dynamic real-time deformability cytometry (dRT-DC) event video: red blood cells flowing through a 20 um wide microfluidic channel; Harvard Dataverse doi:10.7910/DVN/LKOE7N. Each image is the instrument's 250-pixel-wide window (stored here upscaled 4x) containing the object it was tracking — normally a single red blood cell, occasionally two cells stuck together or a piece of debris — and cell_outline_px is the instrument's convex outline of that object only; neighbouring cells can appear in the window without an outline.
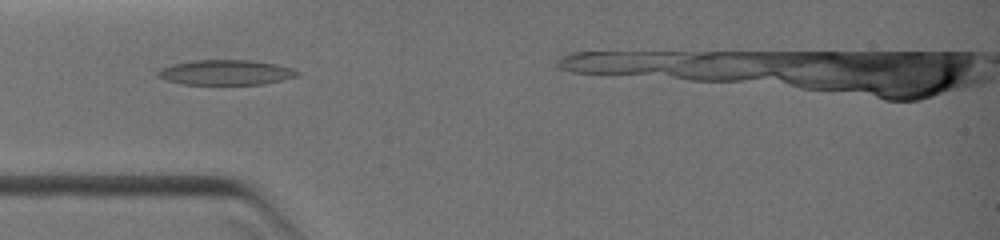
{"species": "common noctule bat (a hibernating species)", "species_latin": "Nyctalus noctula", "temperature_condition": "warm", "stored_images_in_passage": 4, "camera_frame_rate_fps": 3000, "um_per_image_px": 0.085, "animal": {"sex": "female", "body_mass_g": 19.0, "forearm_length_mm": 51.5}, "frame": {"image": 1, "passage_image": 3, "time_ms": 1.333, "image_size_px": [1000, 240], "cell_outline_px": [[300, 72], [296, 76], [264, 84], [180, 84], [168, 80], [160, 76], [156, 72], [160, 68], [172, 64], [192, 60], [252, 60], [276, 64], [292, 68]], "centroid_in_image_um": [19.18, 6.15], "position_along_channel_um": 65.8, "area_um2": 20.23}}